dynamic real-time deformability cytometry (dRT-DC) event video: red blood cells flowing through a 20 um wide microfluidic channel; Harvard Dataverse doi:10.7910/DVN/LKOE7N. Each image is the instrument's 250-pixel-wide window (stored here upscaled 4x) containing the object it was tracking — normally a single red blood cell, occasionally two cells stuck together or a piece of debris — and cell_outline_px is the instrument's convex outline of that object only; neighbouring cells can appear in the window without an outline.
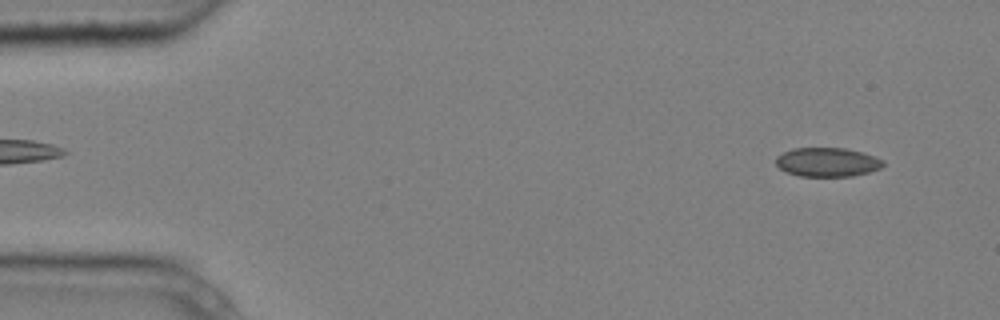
{"species": "common noctule bat (a hibernating species)", "species_latin": "Nyctalus noctula", "temperature_condition": "cold", "stored_images_in_passage": 5, "camera_frame_rate_fps": 3000, "um_per_image_px": 0.085, "animal": {"sex": "male", "body_mass_g": 20.4}, "frame": {"image": 1, "passage_image": 5, "time_ms": 1.333, "image_size_px": [1000, 320], "cell_outline_px": [[884, 164], [880, 168], [868, 172], [852, 176], [800, 176], [788, 172], [780, 168], [776, 164], [776, 156], [792, 148], [844, 148], [864, 152], [876, 156], [884, 160]], "centroid_in_image_um": [70.35, 13.77], "position_along_channel_um": 14.7, "area_um2": 18.15}}